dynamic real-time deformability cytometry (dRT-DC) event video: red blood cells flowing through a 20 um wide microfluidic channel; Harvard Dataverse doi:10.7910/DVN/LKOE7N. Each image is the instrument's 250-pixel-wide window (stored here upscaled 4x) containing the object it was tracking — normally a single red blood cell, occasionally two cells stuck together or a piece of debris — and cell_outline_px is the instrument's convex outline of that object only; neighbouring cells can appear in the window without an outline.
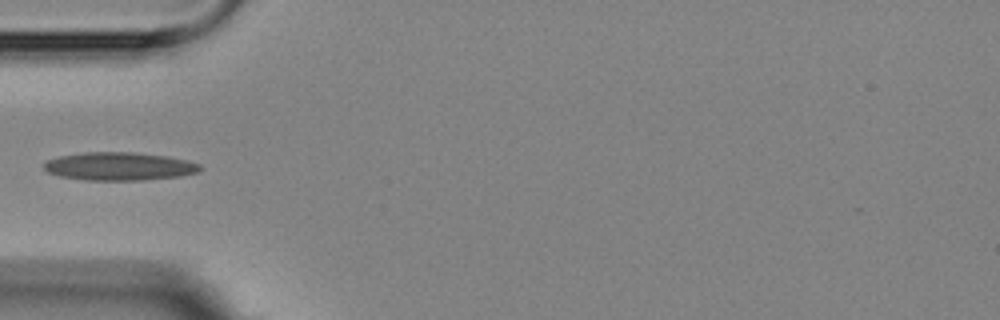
{"species": "Egyptian fruit bat (a non-hibernating species)", "species_latin": "Rousettus aegyptiacus", "temperature_condition": "room temperature", "stored_images_in_passage": 3, "camera_frame_rate_fps": 3000, "um_per_image_px": 0.085, "animal": {"sex": "female"}, "frame": {"image": 1, "passage_image": 3, "time_ms": 2.0, "image_size_px": [1000, 320], "cell_outline_px": [[204, 168], [200, 172], [180, 176], [144, 180], [84, 180], [60, 176], [48, 172], [44, 168], [44, 164], [48, 160], [60, 156], [84, 152], [132, 152], [164, 156], [184, 160], [200, 164]], "centroid_in_image_um": [10.16, 14.14], "position_along_channel_um": 74.8, "area_um2": 25.49}}